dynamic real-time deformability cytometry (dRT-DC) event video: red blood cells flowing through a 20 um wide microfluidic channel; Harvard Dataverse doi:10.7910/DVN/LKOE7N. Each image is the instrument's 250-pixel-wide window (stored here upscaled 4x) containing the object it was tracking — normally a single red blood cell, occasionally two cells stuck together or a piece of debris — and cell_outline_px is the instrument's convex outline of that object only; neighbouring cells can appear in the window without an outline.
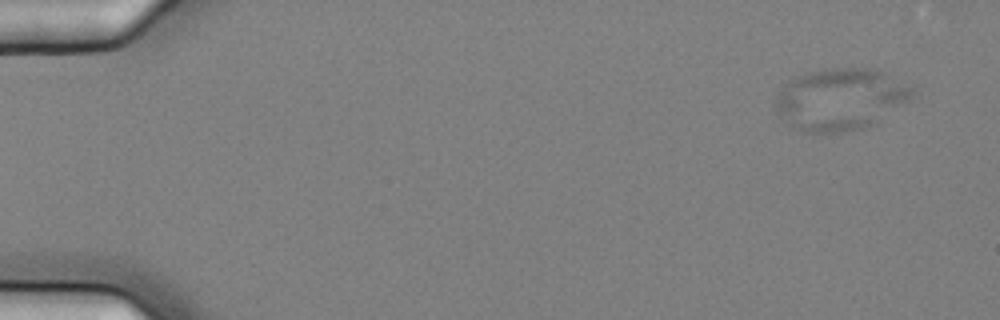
{"species": "common noctule bat (a hibernating species)", "species_latin": "Nyctalus noctula", "temperature_condition": "cold", "stored_images_in_passage": 6, "camera_frame_rate_fps": 3000, "um_per_image_px": 0.085, "animal": {"sex": "female", "body_mass_g": 25.1}, "frame": {"image": 1, "passage_image": 1, "time_ms": 0.0, "image_size_px": [1000, 320], "cell_outline_px": [[916, 96], [876, 124], [864, 128], [844, 132], [808, 132], [796, 128], [788, 124], [780, 116], [776, 108], [776, 96], [796, 76], [808, 72], [824, 68], [876, 68], [888, 72], [916, 88]], "centroid_in_image_um": [71.55, 8.42], "position_along_channel_um": 13.4, "area_um2": 49.82}}